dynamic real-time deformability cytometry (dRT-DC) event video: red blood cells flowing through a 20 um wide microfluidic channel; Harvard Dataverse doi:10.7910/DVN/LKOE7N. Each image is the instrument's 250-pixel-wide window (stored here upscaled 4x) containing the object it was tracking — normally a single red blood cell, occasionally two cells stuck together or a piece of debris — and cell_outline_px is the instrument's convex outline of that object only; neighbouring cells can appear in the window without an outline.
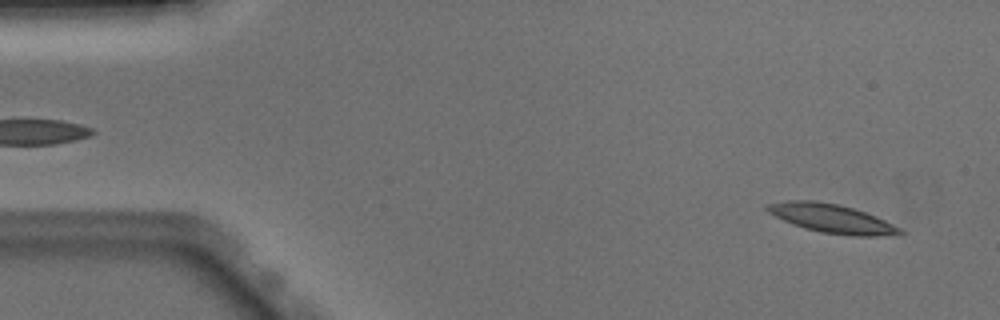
{"species": "Egyptian fruit bat (a non-hibernating species)", "species_latin": "Rousettus aegyptiacus", "temperature_condition": "warm", "stored_images_in_passage": 51, "camera_frame_rate_fps": 3000, "um_per_image_px": 0.085, "animal": {"sex": "male"}, "frame": {"image": 1, "passage_image": 3, "time_ms": 0.667, "image_size_px": [1000, 320], "cell_outline_px": [[904, 236], [852, 236], [820, 232], [804, 228], [792, 224], [768, 212], [764, 208], [768, 204], [788, 200], [812, 200], [836, 204], [852, 208], [876, 216], [900, 228], [904, 232]], "centroid_in_image_um": [70.74, 18.59], "position_along_channel_um": 14.3, "area_um2": 22.25}}
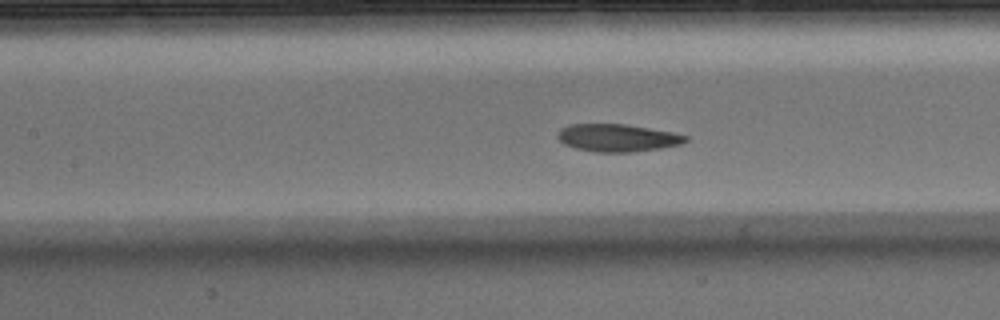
{"frame": {"image": 2, "passage_image": 22, "time_ms": 7.0, "image_size_px": [1000, 320], "cell_outline_px": [[688, 140], [680, 144], [660, 148], [632, 152], [596, 152], [576, 148], [564, 144], [556, 136], [560, 128], [572, 124], [624, 124], [672, 132], [688, 136]], "centroid_in_image_um": [52.46, 11.71], "position_along_channel_um": 154.9, "area_um2": 20.4}}
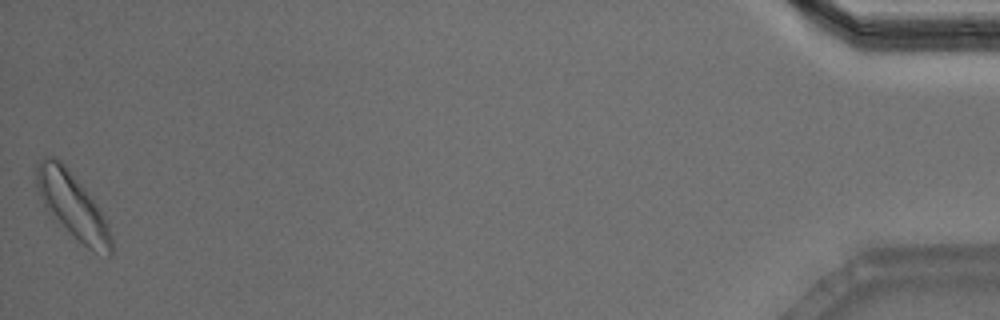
{"frame": {"image": 3, "passage_image": 51, "time_ms": 16.667, "image_size_px": [1000, 320], "cell_outline_px": [[112, 256], [108, 256], [92, 252], [72, 236], [44, 208], [36, 188], [36, 164], [44, 156], [52, 156], [60, 160], [64, 164], [100, 208], [108, 224], [112, 236]], "centroid_in_image_um": [6.16, 17.5], "position_along_channel_um": 429.0, "area_um2": 28.78}, "authors_computed_cell_mechanics": {"area_um2": 21.2126, "velocity_mm_per_s": 3.8489, "shape_relaxation_time_tau1_ms": 3.5886, "shape_relaxation_time_tau2_ms": 5.066, "deformation_change_tau1": 0.1339, "deformation_change_tau2": 0.1392}}